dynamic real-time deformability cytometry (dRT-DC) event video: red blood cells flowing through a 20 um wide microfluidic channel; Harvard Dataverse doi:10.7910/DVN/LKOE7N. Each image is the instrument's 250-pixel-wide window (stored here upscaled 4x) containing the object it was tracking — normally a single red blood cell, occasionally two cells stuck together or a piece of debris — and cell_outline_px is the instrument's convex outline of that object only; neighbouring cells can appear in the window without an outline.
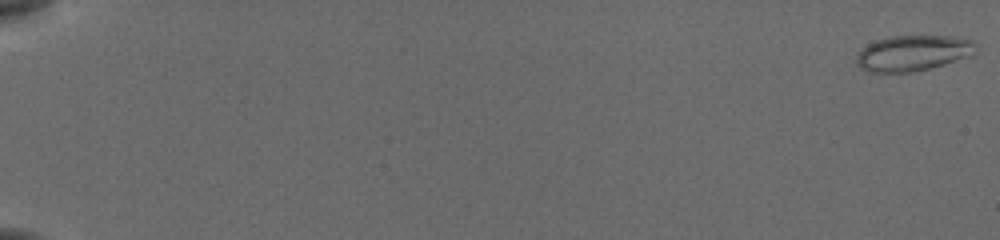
{"species": "common noctule bat (a hibernating species)", "species_latin": "Nyctalus noctula", "temperature_condition": "cold", "stored_images_in_passage": 56, "camera_frame_rate_fps": 3000, "um_per_image_px": 0.085, "animal": {"sex": "female", "body_mass_g": 19.5, "forearm_length_mm": 54.1}, "frame": {"image": 1, "passage_image": 1, "time_ms": 0.0, "image_size_px": [1000, 240], "cell_outline_px": [[980, 44], [976, 52], [972, 56], [944, 64], [912, 72], [868, 72], [860, 68], [856, 64], [856, 56], [868, 44], [876, 40], [892, 36], [952, 36], [972, 40]], "centroid_in_image_um": [77.66, 4.51], "position_along_channel_um": 7.3, "area_um2": 24.97}}
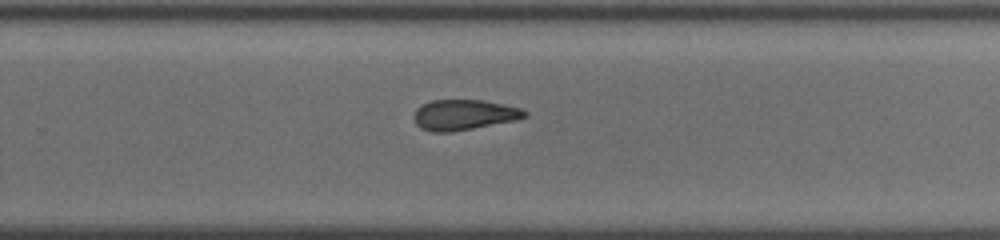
{"frame": {"image": 2, "passage_image": 39, "time_ms": 12.667, "image_size_px": [1000, 240], "cell_outline_px": [[528, 116], [512, 120], [452, 132], [432, 132], [420, 128], [416, 124], [412, 116], [416, 108], [432, 100], [484, 100], [504, 104], [520, 108], [528, 112]], "centroid_in_image_um": [39.39, 9.75], "position_along_channel_um": 290.4, "area_um2": 19.54}}
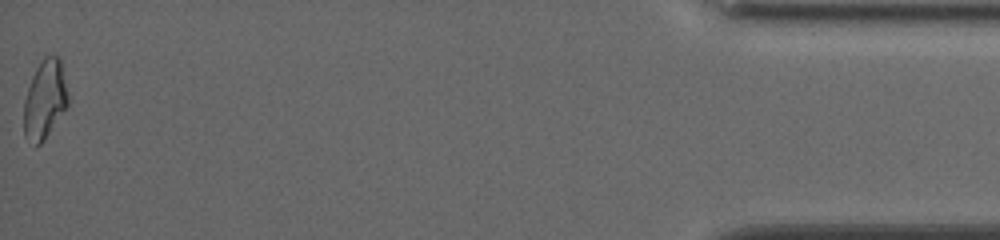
{"frame": {"image": 3, "passage_image": 56, "time_ms": 18.333, "image_size_px": [1000, 240], "cell_outline_px": [[68, 104], [44, 140], [36, 148], [24, 136], [24, 100], [32, 76], [36, 68], [44, 56], [52, 52], [60, 56], [68, 96]], "centroid_in_image_um": [3.8, 8.43], "position_along_channel_um": 431.4, "area_um2": 20.4}, "authors_computed_cell_mechanics": {"area_um2": 20.8658, "velocity_mm_per_s": 3.8762, "shape_relaxation_time_tau1_ms": null, "shape_relaxation_time_tau2_ms": 4.995, "deformation_change_tau1": null, "deformation_change_tau2": 0.138}}